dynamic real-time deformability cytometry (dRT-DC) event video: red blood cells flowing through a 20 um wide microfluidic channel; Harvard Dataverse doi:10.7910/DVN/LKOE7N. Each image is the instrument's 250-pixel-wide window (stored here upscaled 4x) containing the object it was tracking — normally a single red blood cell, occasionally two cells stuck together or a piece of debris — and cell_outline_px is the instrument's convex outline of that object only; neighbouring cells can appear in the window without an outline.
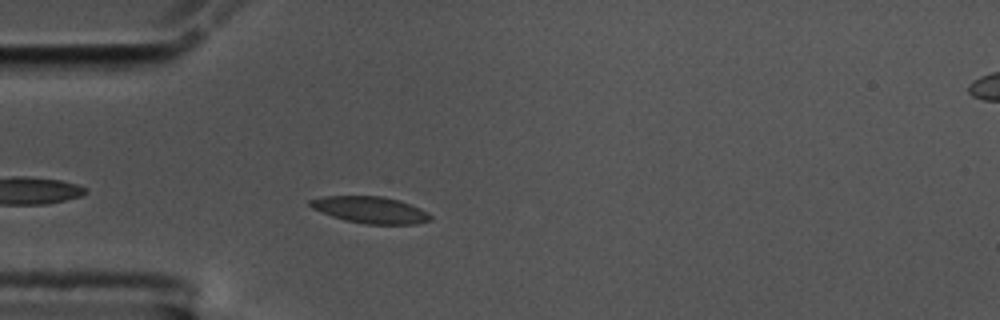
{"species": "common noctule bat (a hibernating species)", "species_latin": "Nyctalus noctula", "temperature_condition": "cold", "stored_images_in_passage": 37, "camera_frame_rate_fps": 3000, "um_per_image_px": 0.085, "animal": {"sex": "male", "body_mass_g": 17.5, "forearm_length_mm": 52.3}, "frame": {"image": 1, "passage_image": 5, "time_ms": 1.333, "image_size_px": [1000, 320], "cell_outline_px": [[432, 220], [416, 224], [364, 224], [344, 220], [332, 216], [312, 208], [308, 204], [308, 200], [324, 196], [384, 196], [400, 200], [420, 208], [428, 212], [432, 216]], "centroid_in_image_um": [31.5, 17.84], "position_along_channel_um": 53.5, "area_um2": 18.84}}
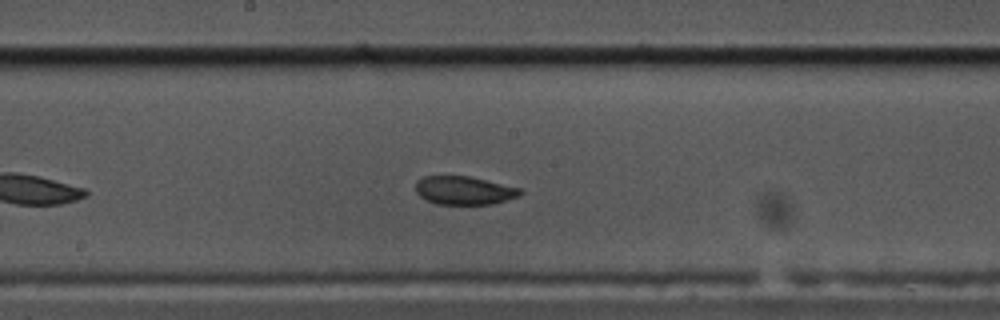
{"frame": {"image": 2, "passage_image": 19, "time_ms": 6.0, "image_size_px": [1000, 320], "cell_outline_px": [[524, 192], [520, 196], [492, 204], [436, 204], [420, 196], [416, 192], [416, 180], [424, 176], [468, 176], [520, 188]], "centroid_in_image_um": [39.45, 16.19], "position_along_channel_um": 208.7, "area_um2": 17.22}}
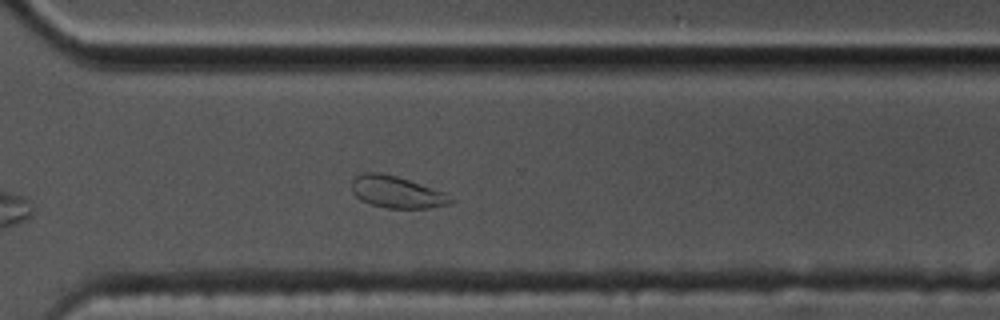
{"frame": {"image": 3, "passage_image": 30, "time_ms": 9.667, "image_size_px": [1000, 320], "cell_outline_px": [[456, 200], [452, 204], [432, 208], [388, 208], [372, 204], [360, 200], [352, 192], [352, 180], [356, 176], [364, 172], [380, 172], [396, 176], [444, 192]], "centroid_in_image_um": [33.74, 16.33], "position_along_channel_um": 336.9, "area_um2": 18.38}, "authors_computed_cell_mechanics": {"area_um2": 18.0914, "velocity_mm_per_s": 3.4937, "shape_relaxation_time_tau1_ms": null, "shape_relaxation_time_tau2_ms": 2.4106, "deformation_change_tau1": null, "deformation_change_tau2": 0.0546}}